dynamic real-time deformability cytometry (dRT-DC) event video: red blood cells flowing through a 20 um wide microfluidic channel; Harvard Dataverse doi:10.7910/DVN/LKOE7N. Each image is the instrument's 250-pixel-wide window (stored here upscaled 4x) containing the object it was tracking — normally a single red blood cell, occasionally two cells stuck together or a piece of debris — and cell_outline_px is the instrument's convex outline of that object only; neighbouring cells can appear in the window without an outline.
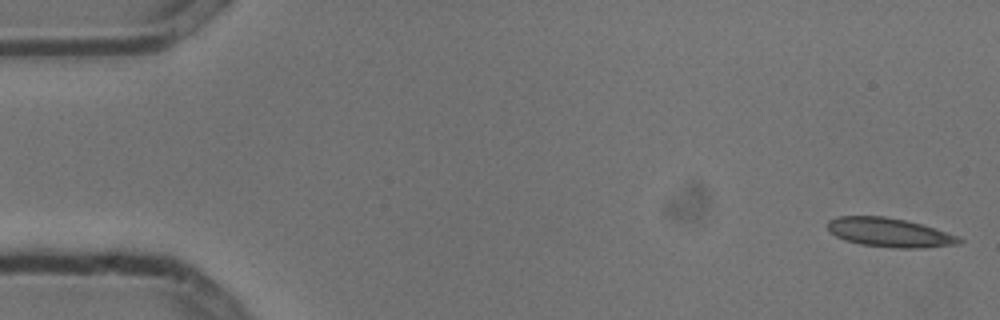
{"species": "common noctule bat (a hibernating species)", "species_latin": "Nyctalus noctula", "temperature_condition": "cold", "stored_images_in_passage": 5, "camera_frame_rate_fps": 3000, "um_per_image_px": 0.085, "animal": {"sex": "male", "body_mass_g": 13.3}, "frame": {"image": 1, "passage_image": 1, "time_ms": 0.0, "image_size_px": [1000, 320], "cell_outline_px": [[964, 240], [960, 244], [924, 248], [892, 248], [860, 244], [844, 240], [836, 236], [828, 228], [828, 220], [836, 216], [884, 216], [904, 220], [920, 224], [956, 236]], "centroid_in_image_um": [75.57, 19.77], "position_along_channel_um": 9.4, "area_um2": 22.08}}
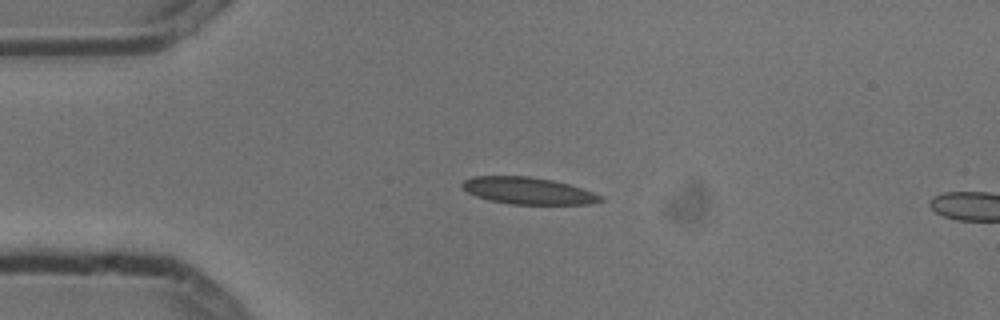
{"frame": {"image": 2, "passage_image": 4, "time_ms": 1.0, "image_size_px": [1000, 320], "cell_outline_px": [[604, 200], [588, 204], [508, 204], [488, 200], [476, 196], [468, 192], [460, 184], [464, 180], [472, 176], [528, 176], [552, 180], [568, 184], [604, 196]], "centroid_in_image_um": [44.86, 16.21], "position_along_channel_um": 40.1, "area_um2": 21.62}}